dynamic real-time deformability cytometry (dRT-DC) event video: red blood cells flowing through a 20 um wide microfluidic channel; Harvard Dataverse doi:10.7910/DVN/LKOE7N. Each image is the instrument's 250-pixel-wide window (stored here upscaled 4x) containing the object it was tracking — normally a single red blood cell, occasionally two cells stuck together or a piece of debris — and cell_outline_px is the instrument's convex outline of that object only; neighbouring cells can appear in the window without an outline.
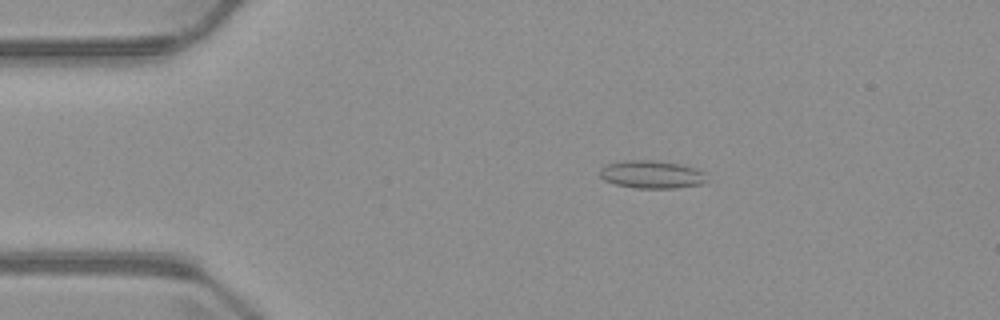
{"species": "common noctule bat (a hibernating species)", "species_latin": "Nyctalus noctula", "temperature_condition": "warm", "stored_images_in_passage": 4, "camera_frame_rate_fps": 3000, "um_per_image_px": 0.085, "animal": {"sex": "male", "body_mass_g": 23.1, "forearm_length_mm": 52.7}, "frame": {"image": 1, "passage_image": 3, "time_ms": 2.333, "image_size_px": [1000, 320], "cell_outline_px": [[708, 180], [704, 184], [676, 188], [636, 188], [616, 184], [604, 180], [600, 176], [600, 168], [608, 164], [624, 160], [652, 160], [680, 164], [696, 168], [704, 172]], "centroid_in_image_um": [55.43, 14.83], "position_along_channel_um": 29.6, "area_um2": 17.46}}